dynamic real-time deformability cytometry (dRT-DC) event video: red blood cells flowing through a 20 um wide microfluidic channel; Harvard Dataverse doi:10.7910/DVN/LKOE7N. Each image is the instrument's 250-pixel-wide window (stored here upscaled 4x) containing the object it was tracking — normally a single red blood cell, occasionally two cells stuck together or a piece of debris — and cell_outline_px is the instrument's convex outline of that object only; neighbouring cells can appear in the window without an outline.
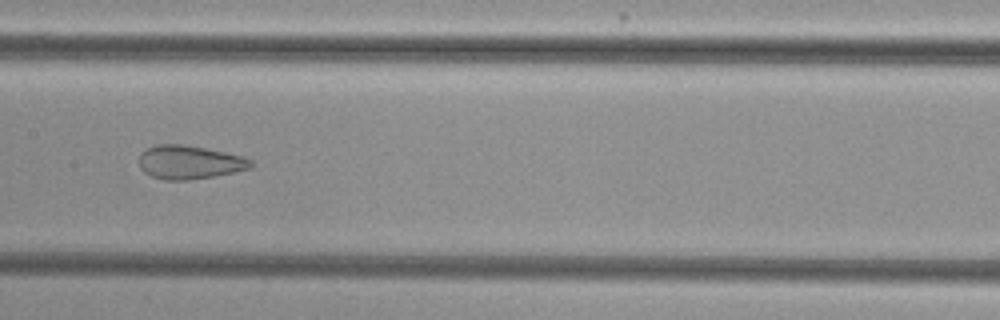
{"species": "common noctule bat (a hibernating species)", "species_latin": "Nyctalus noctula", "temperature_condition": "cold", "stored_images_in_passage": 10, "segment_of_instrument_passage": [1, 2], "camera_frame_rate_fps": 3000, "um_per_image_px": 0.085, "animal": {"sex": "female", "body_mass_g": 29.2, "forearm_length_mm": 56.3}, "frame": {"image": 1, "passage_image": 7, "time_ms": 7.0, "image_size_px": [1000, 320], "cell_outline_px": [[252, 168], [212, 176], [188, 180], [164, 180], [152, 176], [144, 172], [140, 168], [140, 152], [156, 144], [180, 144], [204, 148], [244, 156], [252, 160]], "centroid_in_image_um": [16.09, 13.79], "position_along_channel_um": 191.3, "area_um2": 21.73}}
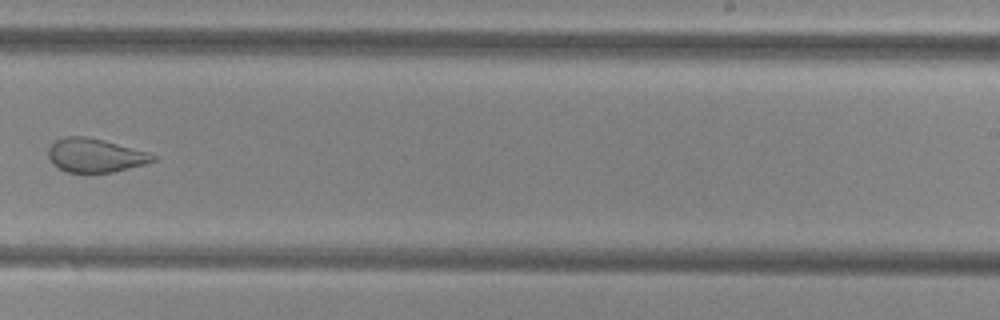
{"frame": {"image": 2, "passage_image": 9, "time_ms": 9.333, "image_size_px": [1000, 320], "cell_outline_px": [[160, 156], [156, 160], [144, 164], [112, 172], [68, 172], [52, 164], [48, 156], [48, 148], [56, 140], [64, 136], [88, 136], [104, 140], [148, 152]], "centroid_in_image_um": [8.1, 13.19], "position_along_channel_um": 280.9, "area_um2": 20.58}}